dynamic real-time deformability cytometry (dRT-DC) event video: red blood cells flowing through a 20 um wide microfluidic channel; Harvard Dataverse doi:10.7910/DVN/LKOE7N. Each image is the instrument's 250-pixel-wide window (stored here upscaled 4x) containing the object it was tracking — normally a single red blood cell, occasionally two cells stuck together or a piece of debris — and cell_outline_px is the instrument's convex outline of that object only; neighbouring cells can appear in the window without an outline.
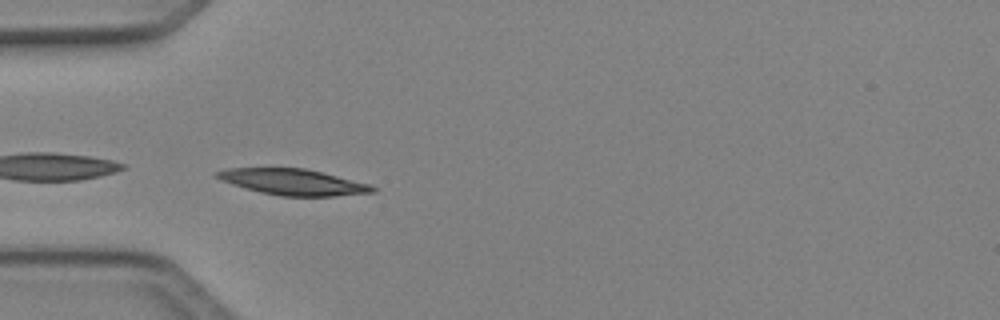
{"species": "Egyptian fruit bat (a non-hibernating species)", "species_latin": "Rousettus aegyptiacus", "temperature_condition": "cold", "stored_images_in_passage": 5, "camera_frame_rate_fps": 3000, "um_per_image_px": 0.085, "animal": {"sex": "female"}, "frame": {"image": 1, "passage_image": 5, "time_ms": 1.333, "image_size_px": [1000, 320], "cell_outline_px": [[376, 192], [332, 196], [280, 196], [260, 192], [232, 184], [220, 180], [212, 176], [212, 172], [228, 168], [304, 168], [372, 184], [376, 188]], "centroid_in_image_um": [24.88, 15.47], "position_along_channel_um": 60.1, "area_um2": 23.7}}